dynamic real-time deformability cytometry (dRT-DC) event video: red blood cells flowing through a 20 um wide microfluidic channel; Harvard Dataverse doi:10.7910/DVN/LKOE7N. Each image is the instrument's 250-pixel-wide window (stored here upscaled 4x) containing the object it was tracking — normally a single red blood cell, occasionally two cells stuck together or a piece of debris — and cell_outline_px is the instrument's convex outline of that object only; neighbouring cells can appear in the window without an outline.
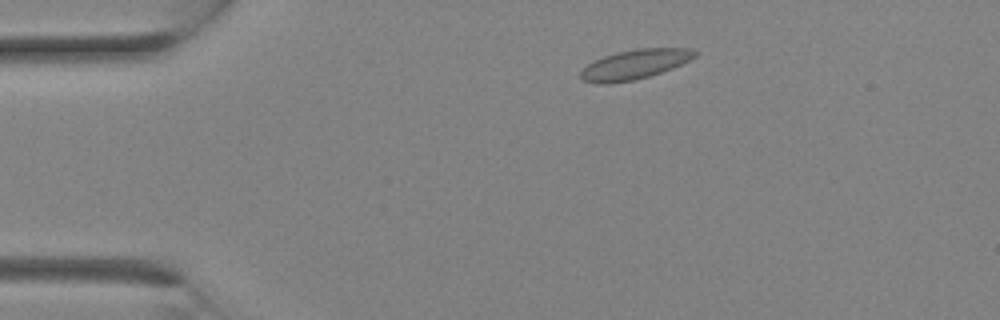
{"species": "Egyptian fruit bat (a non-hibernating species)", "species_latin": "Rousettus aegyptiacus", "temperature_condition": "room temperature", "stored_images_in_passage": 8, "camera_frame_rate_fps": 3000, "um_per_image_px": 0.085, "animal": {"sex": "female"}, "frame": {"image": 1, "passage_image": 3, "time_ms": 0.667, "image_size_px": [1000, 320], "cell_outline_px": [[700, 52], [696, 56], [672, 68], [648, 76], [632, 80], [608, 84], [596, 84], [580, 80], [580, 72], [588, 64], [604, 56], [616, 52], [636, 48], [692, 48]], "centroid_in_image_um": [53.94, 5.47], "position_along_channel_um": 31.1, "area_um2": 19.71}}
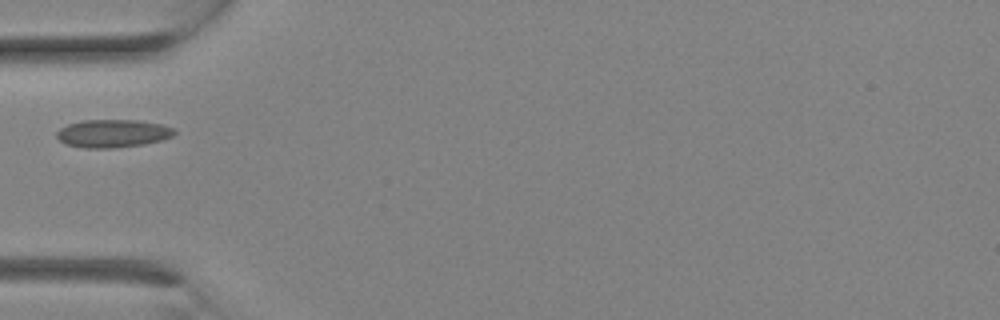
{"frame": {"image": 2, "passage_image": 7, "time_ms": 2.0, "image_size_px": [1000, 320], "cell_outline_px": [[176, 132], [172, 136], [160, 140], [144, 144], [112, 148], [84, 148], [64, 144], [56, 136], [56, 132], [60, 128], [68, 124], [84, 120], [136, 120], [160, 124], [176, 128]], "centroid_in_image_um": [9.57, 11.34], "position_along_channel_um": 75.4, "area_um2": 19.19}}